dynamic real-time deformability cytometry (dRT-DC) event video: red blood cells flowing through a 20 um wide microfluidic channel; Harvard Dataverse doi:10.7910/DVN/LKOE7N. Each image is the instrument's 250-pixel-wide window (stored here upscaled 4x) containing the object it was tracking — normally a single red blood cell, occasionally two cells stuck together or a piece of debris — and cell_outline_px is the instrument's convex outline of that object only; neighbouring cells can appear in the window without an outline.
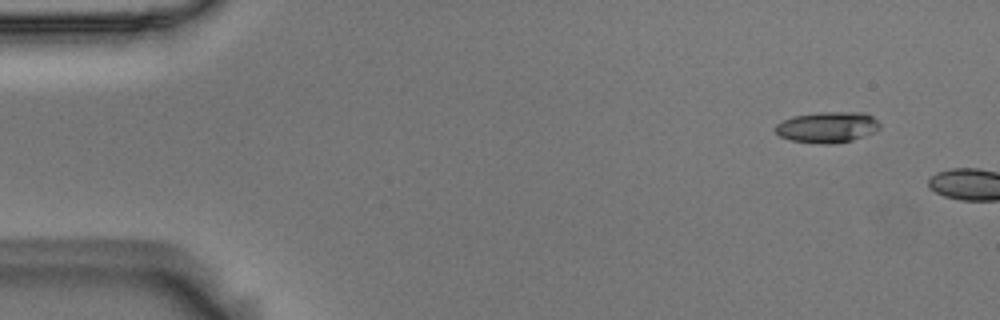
{"species": "Egyptian fruit bat (a non-hibernating species)", "species_latin": "Rousettus aegyptiacus", "temperature_condition": "room temperature", "stored_images_in_passage": 4, "camera_frame_rate_fps": 3000, "um_per_image_px": 0.085, "animal": {"sex": "male"}, "frame": {"image": 1, "passage_image": 1, "time_ms": 0.0, "image_size_px": [1000, 320], "cell_outline_px": [[880, 128], [876, 132], [852, 140], [828, 144], [820, 144], [792, 140], [780, 136], [772, 128], [776, 124], [792, 116], [820, 112], [864, 112], [872, 116], [880, 124]], "centroid_in_image_um": [70.33, 10.8], "position_along_channel_um": 14.7, "area_um2": 18.9}}